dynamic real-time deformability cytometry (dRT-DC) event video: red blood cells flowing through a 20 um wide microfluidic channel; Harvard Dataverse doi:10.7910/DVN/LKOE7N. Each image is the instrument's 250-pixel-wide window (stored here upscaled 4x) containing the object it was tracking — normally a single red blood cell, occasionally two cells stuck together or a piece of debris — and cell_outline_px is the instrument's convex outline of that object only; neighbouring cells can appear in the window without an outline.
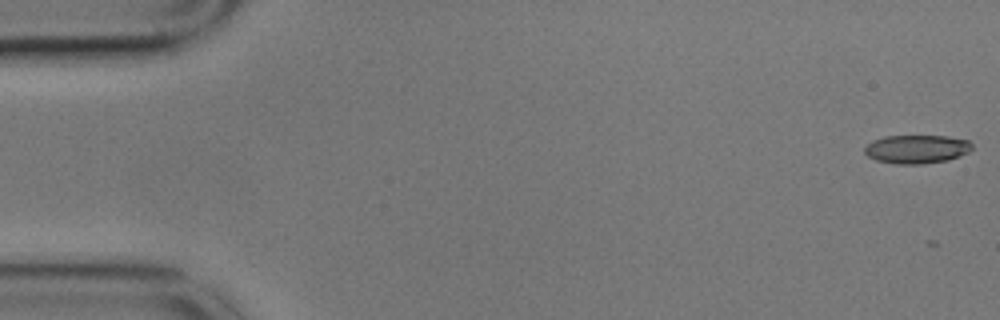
{"species": "common noctule bat (a hibernating species)", "species_latin": "Nyctalus noctula", "temperature_condition": "cold", "stored_images_in_passage": 34, "camera_frame_rate_fps": 3000, "um_per_image_px": 0.085, "animal": {"sex": "male", "body_mass_g": 17.9}, "frame": {"image": 1, "passage_image": 1, "time_ms": 0.0, "image_size_px": [1000, 320], "cell_outline_px": [[972, 148], [968, 152], [948, 160], [924, 164], [896, 164], [876, 160], [868, 156], [864, 152], [864, 148], [872, 140], [884, 136], [948, 136], [968, 140], [972, 144]], "centroid_in_image_um": [77.9, 12.67], "position_along_channel_um": 7.1, "area_um2": 17.92}}
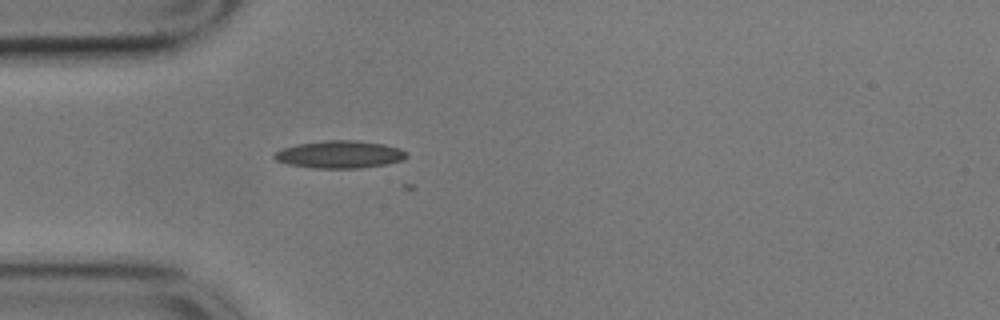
{"frame": {"image": 2, "passage_image": 16, "time_ms": 5.0, "image_size_px": [1000, 320], "cell_outline_px": [[408, 156], [404, 160], [384, 164], [360, 168], [312, 168], [288, 164], [276, 160], [272, 156], [276, 152], [284, 148], [300, 144], [324, 140], [356, 140], [384, 144], [400, 148], [408, 152]], "centroid_in_image_um": [28.92, 13.12], "position_along_channel_um": 56.1, "area_um2": 21.15}}
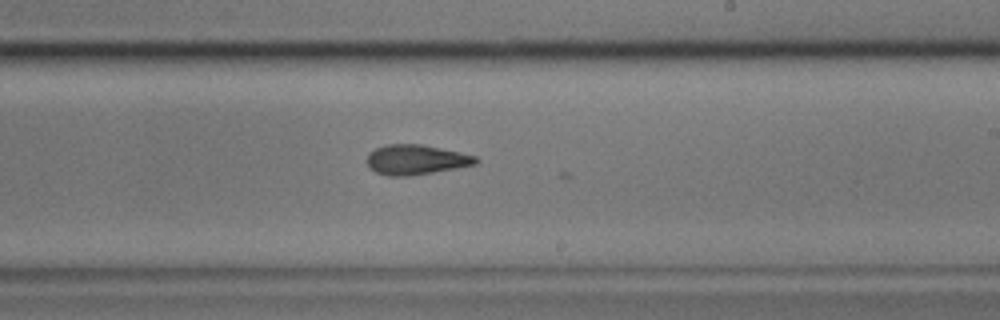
{"frame": {"image": 3, "passage_image": 33, "time_ms": 10.667, "image_size_px": [1000, 320], "cell_outline_px": [[480, 160], [476, 164], [456, 168], [408, 176], [388, 176], [376, 172], [368, 168], [364, 160], [368, 152], [376, 148], [388, 144], [420, 144], [460, 152], [476, 156]], "centroid_in_image_um": [35.3, 13.57], "position_along_channel_um": 253.7, "area_um2": 19.13}}